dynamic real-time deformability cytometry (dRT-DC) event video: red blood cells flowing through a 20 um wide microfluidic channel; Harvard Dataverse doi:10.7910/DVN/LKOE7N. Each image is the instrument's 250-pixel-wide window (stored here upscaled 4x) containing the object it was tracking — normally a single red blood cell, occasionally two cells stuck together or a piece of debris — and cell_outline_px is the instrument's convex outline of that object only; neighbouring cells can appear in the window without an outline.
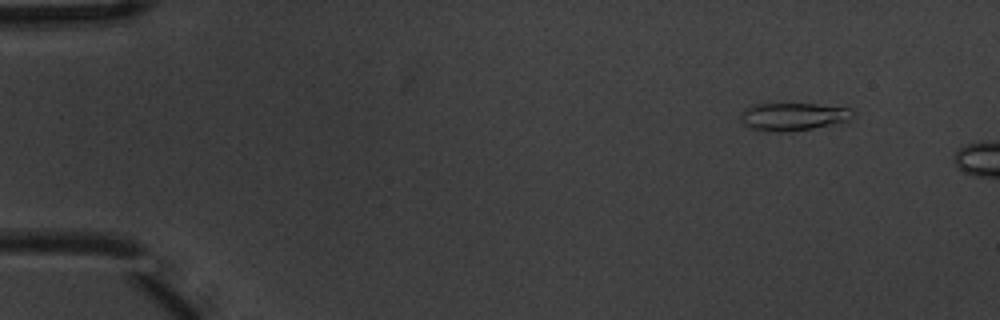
{"species": "common noctule bat (a hibernating species)", "species_latin": "Nyctalus noctula", "temperature_condition": "warm", "stored_images_in_passage": 2, "camera_frame_rate_fps": 3000, "um_per_image_px": 0.085, "animal": {"sex": "male", "body_mass_g": 20.1, "forearm_length_mm": 53.5}, "frame": {"image": 1, "passage_image": 1, "time_ms": 0.0, "image_size_px": [1000, 320], "cell_outline_px": [[856, 112], [848, 124], [784, 132], [776, 132], [752, 128], [744, 124], [744, 108], [756, 104], [816, 104], [852, 108]], "centroid_in_image_um": [67.63, 9.92], "position_along_channel_um": 17.4, "area_um2": 18.44}}